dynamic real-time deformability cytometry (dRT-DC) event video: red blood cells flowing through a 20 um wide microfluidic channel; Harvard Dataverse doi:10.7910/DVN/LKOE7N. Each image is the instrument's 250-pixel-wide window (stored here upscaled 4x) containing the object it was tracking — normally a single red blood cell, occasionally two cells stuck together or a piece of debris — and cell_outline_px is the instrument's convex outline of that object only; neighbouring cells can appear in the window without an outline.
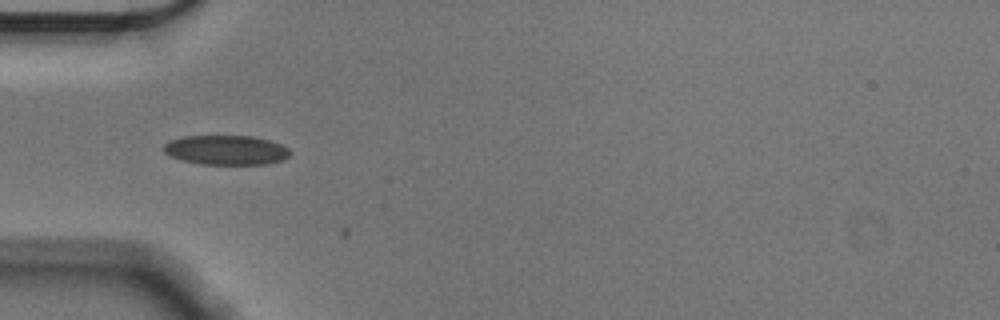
{"species": "Egyptian fruit bat (a non-hibernating species)", "species_latin": "Rousettus aegyptiacus", "temperature_condition": "cold", "stored_images_in_passage": 3, "camera_frame_rate_fps": 3000, "um_per_image_px": 0.085, "animal": {"sex": "male"}, "frame": {"image": 1, "passage_image": 1, "time_ms": 0.0, "image_size_px": [1000, 320], "cell_outline_px": [[288, 156], [280, 160], [264, 164], [200, 164], [180, 160], [164, 152], [164, 144], [172, 140], [184, 136], [252, 136], [268, 140], [280, 144], [288, 148]], "centroid_in_image_um": [19.18, 12.75], "position_along_channel_um": 65.8, "area_um2": 21.44}}